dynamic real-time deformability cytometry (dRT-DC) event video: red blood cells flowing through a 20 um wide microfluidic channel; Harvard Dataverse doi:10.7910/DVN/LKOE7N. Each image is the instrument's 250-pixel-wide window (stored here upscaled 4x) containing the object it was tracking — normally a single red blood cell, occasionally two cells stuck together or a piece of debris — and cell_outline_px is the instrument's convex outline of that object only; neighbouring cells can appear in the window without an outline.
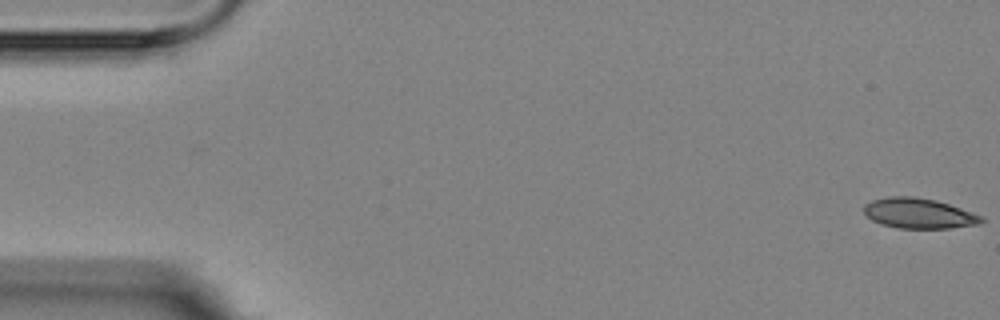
{"species": "Egyptian fruit bat (a non-hibernating species)", "species_latin": "Rousettus aegyptiacus", "temperature_condition": "room temperature", "stored_images_in_passage": 17, "camera_frame_rate_fps": 3000, "um_per_image_px": 0.085, "animal": {"sex": "female"}, "frame": {"image": 1, "passage_image": 1, "time_ms": 0.0, "image_size_px": [1000, 320], "cell_outline_px": [[984, 220], [976, 224], [948, 228], [900, 228], [880, 224], [872, 220], [864, 212], [864, 204], [872, 200], [888, 196], [916, 196], [936, 200], [984, 216]], "centroid_in_image_um": [78.07, 18.12], "position_along_channel_um": 6.9, "area_um2": 20.63}}
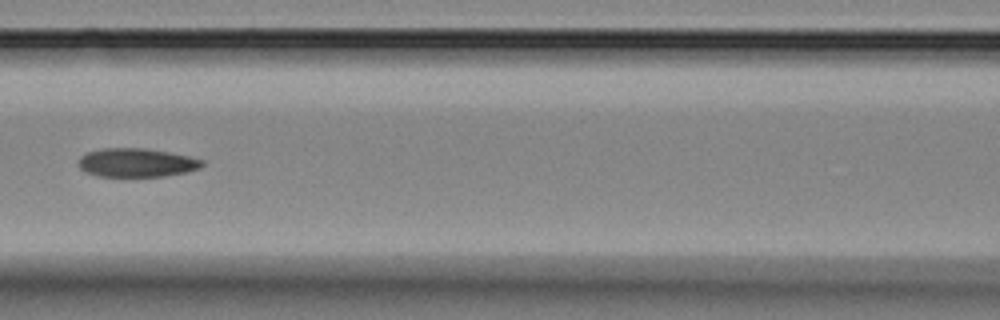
{"frame": {"image": 2, "passage_image": 8, "time_ms": 8.0, "image_size_px": [1000, 320], "cell_outline_px": [[204, 164], [200, 168], [188, 172], [164, 176], [96, 176], [84, 172], [80, 168], [80, 156], [88, 152], [104, 148], [144, 148], [168, 152], [188, 156], [204, 160]], "centroid_in_image_um": [11.62, 13.83], "position_along_channel_um": 155.0, "area_um2": 20.63}}
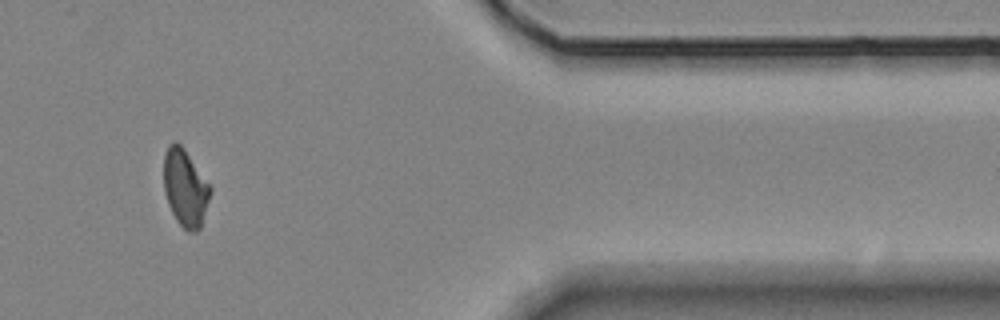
{"frame": {"image": 3, "passage_image": 15, "time_ms": 15.667, "image_size_px": [1000, 320], "cell_outline_px": [[212, 188], [200, 228], [196, 232], [188, 232], [176, 220], [168, 204], [164, 192], [164, 152], [168, 144], [172, 140], [176, 140], [184, 148]], "centroid_in_image_um": [15.72, 15.94], "position_along_channel_um": 395.7, "area_um2": 20.92}, "authors_computed_cell_mechanics": {"area_um2": 21.0392, "velocity_mm_per_s": 3.55, "shape_relaxation_time_tau1_ms": null, "shape_relaxation_time_tau2_ms": 4.3305, "deformation_change_tau1": null, "deformation_change_tau2": 0.1011}}